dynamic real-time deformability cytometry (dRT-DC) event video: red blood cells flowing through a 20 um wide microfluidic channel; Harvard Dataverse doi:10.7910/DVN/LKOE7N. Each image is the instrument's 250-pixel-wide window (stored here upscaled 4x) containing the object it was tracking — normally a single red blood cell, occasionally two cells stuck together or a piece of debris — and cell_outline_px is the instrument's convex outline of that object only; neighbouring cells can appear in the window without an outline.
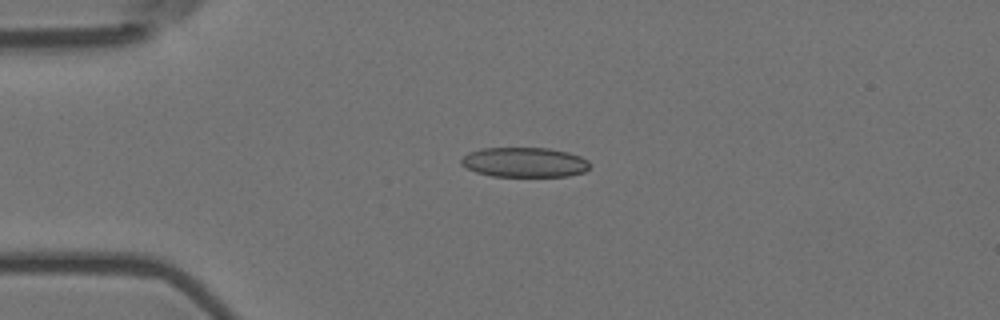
{"species": "Egyptian fruit bat (a non-hibernating species)", "species_latin": "Rousettus aegyptiacus", "temperature_condition": "room temperature", "stored_images_in_passage": 2, "camera_frame_rate_fps": 3000, "um_per_image_px": 0.085, "animal": {"sex": "female"}, "frame": {"image": 1, "passage_image": 1, "time_ms": 0.0, "image_size_px": [1000, 320], "cell_outline_px": [[588, 168], [584, 172], [568, 176], [492, 176], [476, 172], [460, 164], [460, 160], [468, 152], [480, 148], [548, 148], [568, 152], [580, 156], [588, 160]], "centroid_in_image_um": [44.56, 13.79], "position_along_channel_um": 40.4, "area_um2": 22.31}}